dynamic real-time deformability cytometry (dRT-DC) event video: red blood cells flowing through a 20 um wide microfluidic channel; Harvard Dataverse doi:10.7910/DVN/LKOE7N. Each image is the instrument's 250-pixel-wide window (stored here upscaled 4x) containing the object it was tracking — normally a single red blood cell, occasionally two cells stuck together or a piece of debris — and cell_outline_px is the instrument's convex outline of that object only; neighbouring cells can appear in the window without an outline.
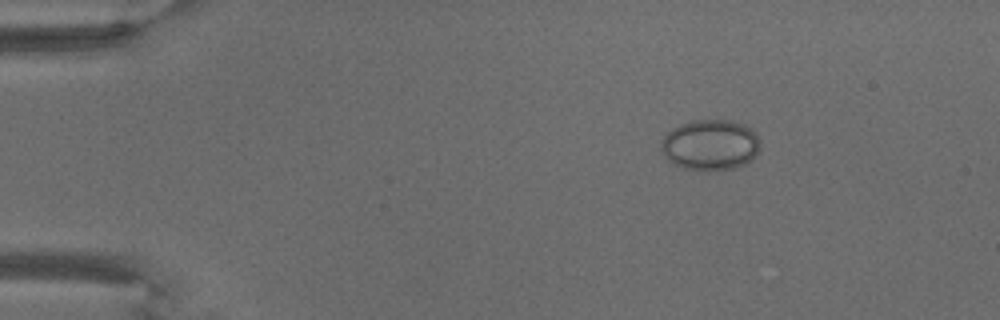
{"species": "common noctule bat (a hibernating species)", "species_latin": "Nyctalus noctula", "temperature_condition": "warm", "stored_images_in_passage": 8, "camera_frame_rate_fps": 3000, "um_per_image_px": 0.085, "animal": {"sex": "male", "body_mass_g": 18.8}, "frame": {"image": 1, "passage_image": 1, "time_ms": 0.0, "image_size_px": [1000, 320], "cell_outline_px": [[760, 148], [752, 160], [744, 164], [732, 168], [680, 168], [668, 160], [664, 156], [660, 148], [660, 144], [664, 136], [672, 128], [688, 120], [732, 120], [744, 124], [756, 132], [760, 140]], "centroid_in_image_um": [60.37, 12.27], "position_along_channel_um": 24.6, "area_um2": 29.19}}
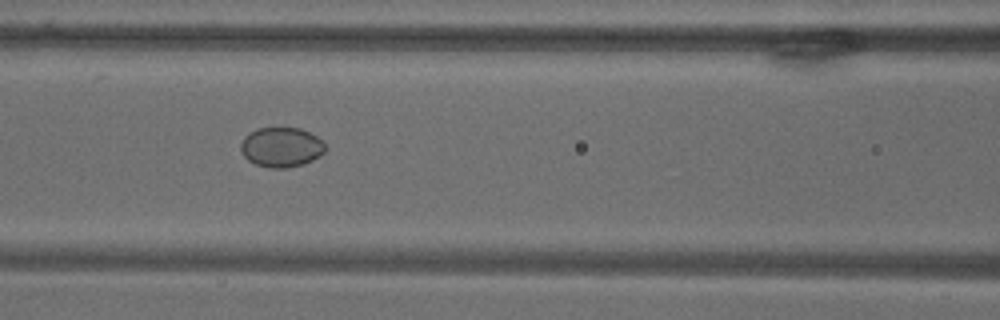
{"frame": {"image": 2, "passage_image": 7, "time_ms": 7.0, "image_size_px": [1000, 320], "cell_outline_px": [[324, 152], [320, 156], [304, 164], [288, 168], [268, 168], [256, 164], [248, 160], [240, 152], [240, 144], [244, 136], [248, 132], [256, 128], [300, 128], [316, 136], [324, 144]], "centroid_in_image_um": [23.87, 12.51], "position_along_channel_um": 142.7, "area_um2": 19.71}}
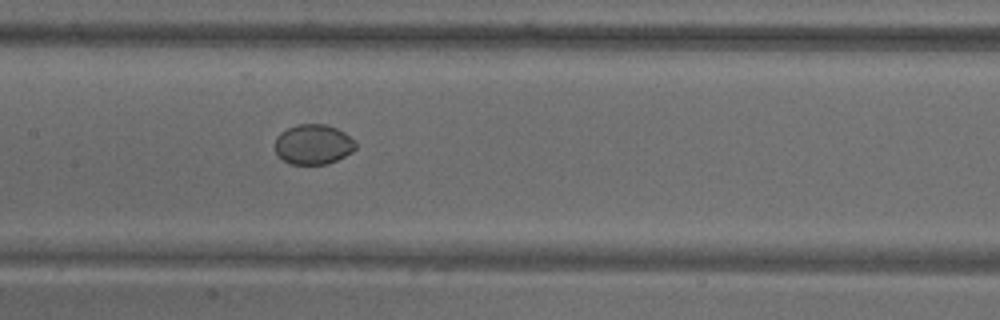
{"frame": {"image": 3, "passage_image": 8, "time_ms": 8.333, "image_size_px": [1000, 320], "cell_outline_px": [[356, 148], [352, 152], [328, 164], [288, 164], [276, 156], [276, 136], [280, 132], [296, 124], [324, 124], [336, 128], [344, 132], [356, 144]], "centroid_in_image_um": [26.59, 12.28], "position_along_channel_um": 180.8, "area_um2": 18.84}}